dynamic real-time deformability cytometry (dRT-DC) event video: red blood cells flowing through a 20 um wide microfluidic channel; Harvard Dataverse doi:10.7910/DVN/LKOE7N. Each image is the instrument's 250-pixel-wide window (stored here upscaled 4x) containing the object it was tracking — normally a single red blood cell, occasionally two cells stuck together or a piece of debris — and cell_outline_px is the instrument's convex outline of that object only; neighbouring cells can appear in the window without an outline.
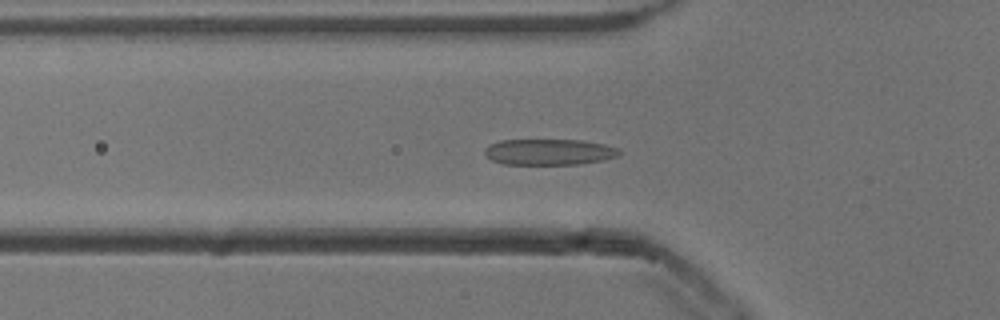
{"species": "common noctule bat (a hibernating species)", "species_latin": "Nyctalus noctula", "temperature_condition": "cold", "stored_images_in_passage": 37, "camera_frame_rate_fps": 3000, "um_per_image_px": 0.085, "animal": {"sex": "male", "body_mass_g": 13.3}, "frame": {"image": 1, "passage_image": 10, "time_ms": 3.0, "image_size_px": [1000, 320], "cell_outline_px": [[620, 152], [616, 156], [604, 160], [580, 164], [504, 164], [492, 160], [484, 156], [484, 148], [488, 144], [500, 140], [580, 140], [604, 144], [616, 148]], "centroid_in_image_um": [46.6, 12.91], "position_along_channel_um": 79.2, "area_um2": 20.4}}
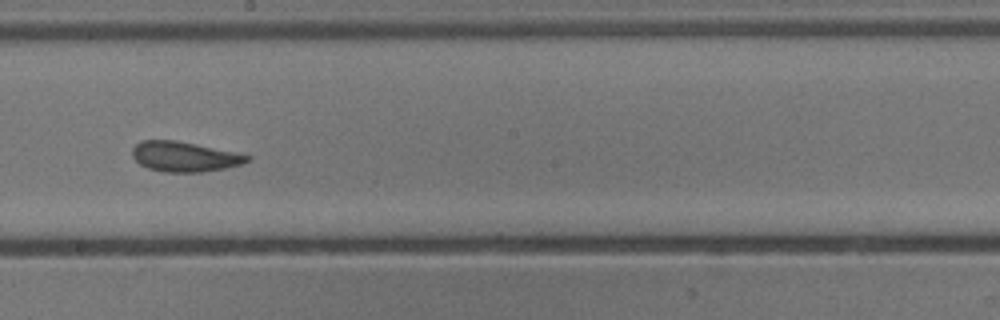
{"frame": {"image": 2, "passage_image": 22, "time_ms": 7.0, "image_size_px": [1000, 320], "cell_outline_px": [[252, 160], [244, 164], [224, 168], [200, 172], [164, 172], [148, 168], [140, 164], [132, 156], [132, 148], [140, 140], [176, 140], [236, 152], [252, 156]], "centroid_in_image_um": [15.7, 13.31], "position_along_channel_um": 232.5, "area_um2": 20.23}}
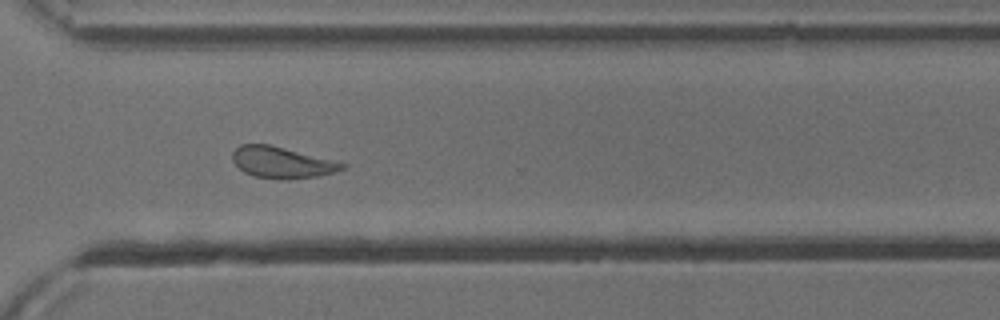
{"frame": {"image": 3, "passage_image": 31, "time_ms": 10.0, "image_size_px": [1000, 320], "cell_outline_px": [[348, 164], [344, 168], [320, 176], [288, 180], [280, 180], [256, 176], [244, 172], [232, 160], [232, 152], [240, 144], [268, 144]], "centroid_in_image_um": [23.94, 13.82], "position_along_channel_um": 346.7, "area_um2": 19.83}, "authors_computed_cell_mechanics": {"area_um2": 20.0566, "velocity_mm_per_s": 3.8109, "shape_relaxation_time_tau1_ms": 5.0918, "shape_relaxation_time_tau2_ms": 1.5377, "deformation_change_tau1": 0.1491, "deformation_change_tau2": 0.0969}}